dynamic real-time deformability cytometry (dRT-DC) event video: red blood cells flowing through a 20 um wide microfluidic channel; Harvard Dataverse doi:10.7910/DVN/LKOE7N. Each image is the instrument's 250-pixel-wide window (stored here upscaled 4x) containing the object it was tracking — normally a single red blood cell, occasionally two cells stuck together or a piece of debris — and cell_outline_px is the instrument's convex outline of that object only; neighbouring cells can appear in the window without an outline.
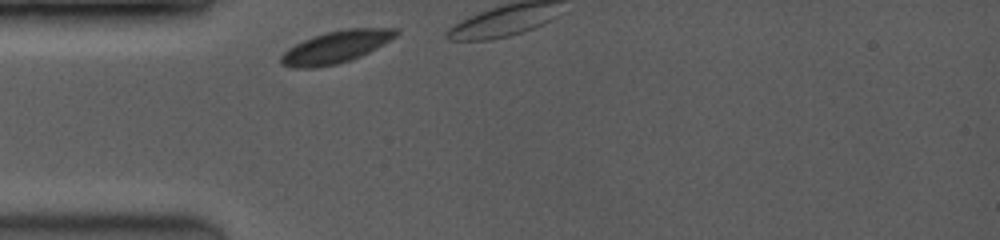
{"species": "common noctule bat (a hibernating species)", "species_latin": "Nyctalus noctula", "temperature_condition": "room temperature", "stored_images_in_passage": 6, "camera_frame_rate_fps": 3500, "um_per_image_px": 0.085, "animal": {"sex": "female", "body_mass_g": 19.0, "forearm_length_mm": 53.3}, "frame": {"image": 1, "passage_image": 1, "time_ms": 0.0, "image_size_px": [1000, 240], "cell_outline_px": [[400, 32], [396, 36], [376, 48], [360, 56], [336, 64], [316, 68], [292, 68], [280, 64], [280, 56], [288, 48], [304, 40], [328, 32], [348, 28], [400, 28]], "centroid_in_image_um": [28.55, 4.0], "position_along_channel_um": 56.5, "area_um2": 21.33}}